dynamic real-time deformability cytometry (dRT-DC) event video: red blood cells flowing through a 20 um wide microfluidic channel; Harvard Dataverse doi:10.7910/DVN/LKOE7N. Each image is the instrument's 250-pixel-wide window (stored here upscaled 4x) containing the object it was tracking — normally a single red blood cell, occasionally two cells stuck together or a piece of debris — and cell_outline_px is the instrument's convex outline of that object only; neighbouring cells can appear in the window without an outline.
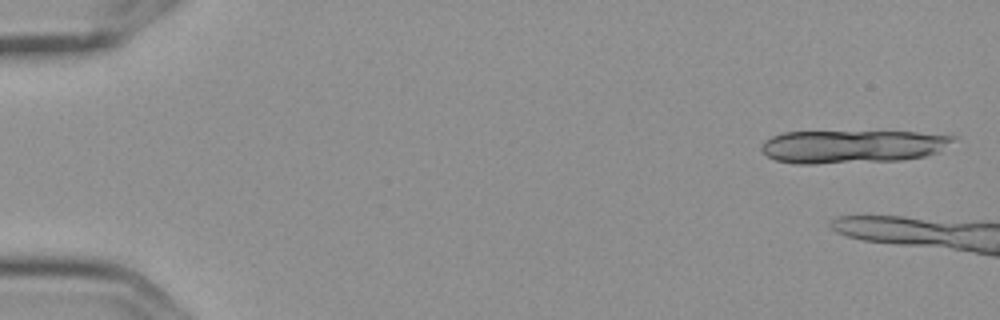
{"species": "Egyptian fruit bat (a non-hibernating species)", "species_latin": "Rousettus aegyptiacus", "temperature_condition": "cold", "stored_images_in_passage": 4, "camera_frame_rate_fps": 3000, "um_per_image_px": 0.085, "frame": {"image": 1, "passage_image": 1, "time_ms": 0.0, "image_size_px": [1000, 320], "cell_outline_px": [[956, 136], [940, 152], [924, 156], [904, 160], [812, 164], [796, 164], [776, 160], [768, 156], [760, 148], [760, 144], [764, 140], [772, 136], [784, 132], [916, 132]], "centroid_in_image_um": [72.41, 12.46], "position_along_channel_um": 12.6, "area_um2": 36.93}}